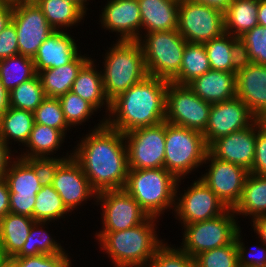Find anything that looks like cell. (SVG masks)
Returning <instances> with one entry per match:
<instances>
[{
    "label": "cell",
    "mask_w": 266,
    "mask_h": 267,
    "mask_svg": "<svg viewBox=\"0 0 266 267\" xmlns=\"http://www.w3.org/2000/svg\"><path fill=\"white\" fill-rule=\"evenodd\" d=\"M81 138L72 152L97 192L123 189L129 171L124 134L105 124V117Z\"/></svg>",
    "instance_id": "1"
},
{
    "label": "cell",
    "mask_w": 266,
    "mask_h": 267,
    "mask_svg": "<svg viewBox=\"0 0 266 267\" xmlns=\"http://www.w3.org/2000/svg\"><path fill=\"white\" fill-rule=\"evenodd\" d=\"M169 81L147 76L110 101L105 124L125 134L165 121L166 90Z\"/></svg>",
    "instance_id": "2"
},
{
    "label": "cell",
    "mask_w": 266,
    "mask_h": 267,
    "mask_svg": "<svg viewBox=\"0 0 266 267\" xmlns=\"http://www.w3.org/2000/svg\"><path fill=\"white\" fill-rule=\"evenodd\" d=\"M157 217L149 216L136 227L96 232L101 250L108 254L114 267H148L156 250L164 243L156 234Z\"/></svg>",
    "instance_id": "3"
},
{
    "label": "cell",
    "mask_w": 266,
    "mask_h": 267,
    "mask_svg": "<svg viewBox=\"0 0 266 267\" xmlns=\"http://www.w3.org/2000/svg\"><path fill=\"white\" fill-rule=\"evenodd\" d=\"M104 56L103 86L109 101L148 76L138 41H117Z\"/></svg>",
    "instance_id": "4"
},
{
    "label": "cell",
    "mask_w": 266,
    "mask_h": 267,
    "mask_svg": "<svg viewBox=\"0 0 266 267\" xmlns=\"http://www.w3.org/2000/svg\"><path fill=\"white\" fill-rule=\"evenodd\" d=\"M178 179L165 168L129 170L124 189L149 215L159 218L174 209Z\"/></svg>",
    "instance_id": "5"
},
{
    "label": "cell",
    "mask_w": 266,
    "mask_h": 267,
    "mask_svg": "<svg viewBox=\"0 0 266 267\" xmlns=\"http://www.w3.org/2000/svg\"><path fill=\"white\" fill-rule=\"evenodd\" d=\"M207 152L203 133L166 122L164 168L178 180L202 166Z\"/></svg>",
    "instance_id": "6"
},
{
    "label": "cell",
    "mask_w": 266,
    "mask_h": 267,
    "mask_svg": "<svg viewBox=\"0 0 266 267\" xmlns=\"http://www.w3.org/2000/svg\"><path fill=\"white\" fill-rule=\"evenodd\" d=\"M138 42L143 50L148 76L171 82L179 74L187 41L177 29L144 33Z\"/></svg>",
    "instance_id": "7"
},
{
    "label": "cell",
    "mask_w": 266,
    "mask_h": 267,
    "mask_svg": "<svg viewBox=\"0 0 266 267\" xmlns=\"http://www.w3.org/2000/svg\"><path fill=\"white\" fill-rule=\"evenodd\" d=\"M235 216L233 209H228L216 218L185 224L180 248L194 258L204 251L231 244L241 228Z\"/></svg>",
    "instance_id": "8"
},
{
    "label": "cell",
    "mask_w": 266,
    "mask_h": 267,
    "mask_svg": "<svg viewBox=\"0 0 266 267\" xmlns=\"http://www.w3.org/2000/svg\"><path fill=\"white\" fill-rule=\"evenodd\" d=\"M179 34L189 43L204 44L224 33V12L190 0L179 2Z\"/></svg>",
    "instance_id": "9"
},
{
    "label": "cell",
    "mask_w": 266,
    "mask_h": 267,
    "mask_svg": "<svg viewBox=\"0 0 266 267\" xmlns=\"http://www.w3.org/2000/svg\"><path fill=\"white\" fill-rule=\"evenodd\" d=\"M211 103L198 97L187 85L168 83L165 121L203 133L209 120Z\"/></svg>",
    "instance_id": "10"
},
{
    "label": "cell",
    "mask_w": 266,
    "mask_h": 267,
    "mask_svg": "<svg viewBox=\"0 0 266 267\" xmlns=\"http://www.w3.org/2000/svg\"><path fill=\"white\" fill-rule=\"evenodd\" d=\"M166 121L124 134L129 170L164 168Z\"/></svg>",
    "instance_id": "11"
},
{
    "label": "cell",
    "mask_w": 266,
    "mask_h": 267,
    "mask_svg": "<svg viewBox=\"0 0 266 267\" xmlns=\"http://www.w3.org/2000/svg\"><path fill=\"white\" fill-rule=\"evenodd\" d=\"M11 22L16 28L19 54L32 59L43 41L54 31L34 0L13 2Z\"/></svg>",
    "instance_id": "12"
},
{
    "label": "cell",
    "mask_w": 266,
    "mask_h": 267,
    "mask_svg": "<svg viewBox=\"0 0 266 267\" xmlns=\"http://www.w3.org/2000/svg\"><path fill=\"white\" fill-rule=\"evenodd\" d=\"M178 183H181V179L177 182L173 211L176 214V219L182 221V226L216 218L228 210L225 204L200 178L195 180L182 194L178 190Z\"/></svg>",
    "instance_id": "13"
},
{
    "label": "cell",
    "mask_w": 266,
    "mask_h": 267,
    "mask_svg": "<svg viewBox=\"0 0 266 267\" xmlns=\"http://www.w3.org/2000/svg\"><path fill=\"white\" fill-rule=\"evenodd\" d=\"M96 200V204L103 206L101 207L103 228L99 232L130 229L149 217L124 188L101 191L97 193Z\"/></svg>",
    "instance_id": "14"
},
{
    "label": "cell",
    "mask_w": 266,
    "mask_h": 267,
    "mask_svg": "<svg viewBox=\"0 0 266 267\" xmlns=\"http://www.w3.org/2000/svg\"><path fill=\"white\" fill-rule=\"evenodd\" d=\"M204 164L209 169L200 179L228 209H234L242 196L245 180L250 172L240 165L215 158L209 151Z\"/></svg>",
    "instance_id": "15"
},
{
    "label": "cell",
    "mask_w": 266,
    "mask_h": 267,
    "mask_svg": "<svg viewBox=\"0 0 266 267\" xmlns=\"http://www.w3.org/2000/svg\"><path fill=\"white\" fill-rule=\"evenodd\" d=\"M258 118L237 96L211 104L209 120L203 137L207 146L214 140L252 125Z\"/></svg>",
    "instance_id": "16"
},
{
    "label": "cell",
    "mask_w": 266,
    "mask_h": 267,
    "mask_svg": "<svg viewBox=\"0 0 266 267\" xmlns=\"http://www.w3.org/2000/svg\"><path fill=\"white\" fill-rule=\"evenodd\" d=\"M9 187V212L33 218L38 191L42 188L33 168L20 157H15L5 174Z\"/></svg>",
    "instance_id": "17"
},
{
    "label": "cell",
    "mask_w": 266,
    "mask_h": 267,
    "mask_svg": "<svg viewBox=\"0 0 266 267\" xmlns=\"http://www.w3.org/2000/svg\"><path fill=\"white\" fill-rule=\"evenodd\" d=\"M257 120L250 126L214 140L208 151L223 161L240 165L250 171L255 159Z\"/></svg>",
    "instance_id": "18"
},
{
    "label": "cell",
    "mask_w": 266,
    "mask_h": 267,
    "mask_svg": "<svg viewBox=\"0 0 266 267\" xmlns=\"http://www.w3.org/2000/svg\"><path fill=\"white\" fill-rule=\"evenodd\" d=\"M52 186L71 213L88 198H97V192L91 187L80 164L73 157L66 159L59 166Z\"/></svg>",
    "instance_id": "19"
},
{
    "label": "cell",
    "mask_w": 266,
    "mask_h": 267,
    "mask_svg": "<svg viewBox=\"0 0 266 267\" xmlns=\"http://www.w3.org/2000/svg\"><path fill=\"white\" fill-rule=\"evenodd\" d=\"M100 22L105 30L120 33L118 41L141 38V14L138 0H107L101 10ZM141 33V34H140Z\"/></svg>",
    "instance_id": "20"
},
{
    "label": "cell",
    "mask_w": 266,
    "mask_h": 267,
    "mask_svg": "<svg viewBox=\"0 0 266 267\" xmlns=\"http://www.w3.org/2000/svg\"><path fill=\"white\" fill-rule=\"evenodd\" d=\"M235 82L236 96L262 119L266 114V65L241 60Z\"/></svg>",
    "instance_id": "21"
},
{
    "label": "cell",
    "mask_w": 266,
    "mask_h": 267,
    "mask_svg": "<svg viewBox=\"0 0 266 267\" xmlns=\"http://www.w3.org/2000/svg\"><path fill=\"white\" fill-rule=\"evenodd\" d=\"M75 39L63 30H54L38 48L33 58L36 73L71 62L78 54Z\"/></svg>",
    "instance_id": "22"
},
{
    "label": "cell",
    "mask_w": 266,
    "mask_h": 267,
    "mask_svg": "<svg viewBox=\"0 0 266 267\" xmlns=\"http://www.w3.org/2000/svg\"><path fill=\"white\" fill-rule=\"evenodd\" d=\"M236 72L210 69L187 86L202 100L211 104L236 97Z\"/></svg>",
    "instance_id": "23"
},
{
    "label": "cell",
    "mask_w": 266,
    "mask_h": 267,
    "mask_svg": "<svg viewBox=\"0 0 266 267\" xmlns=\"http://www.w3.org/2000/svg\"><path fill=\"white\" fill-rule=\"evenodd\" d=\"M141 14V32L152 33L176 30L179 2L176 0H138Z\"/></svg>",
    "instance_id": "24"
},
{
    "label": "cell",
    "mask_w": 266,
    "mask_h": 267,
    "mask_svg": "<svg viewBox=\"0 0 266 267\" xmlns=\"http://www.w3.org/2000/svg\"><path fill=\"white\" fill-rule=\"evenodd\" d=\"M71 92L75 93L83 100H86L96 110H100L101 107L106 106L105 112H107V114L105 117L107 118L110 110V101L105 95L102 71H97L92 58L89 59L78 72Z\"/></svg>",
    "instance_id": "25"
},
{
    "label": "cell",
    "mask_w": 266,
    "mask_h": 267,
    "mask_svg": "<svg viewBox=\"0 0 266 267\" xmlns=\"http://www.w3.org/2000/svg\"><path fill=\"white\" fill-rule=\"evenodd\" d=\"M90 58L79 53L71 62L57 68L44 69L37 73L46 97L59 98L71 91L82 66Z\"/></svg>",
    "instance_id": "26"
},
{
    "label": "cell",
    "mask_w": 266,
    "mask_h": 267,
    "mask_svg": "<svg viewBox=\"0 0 266 267\" xmlns=\"http://www.w3.org/2000/svg\"><path fill=\"white\" fill-rule=\"evenodd\" d=\"M35 222L29 216L11 212L0 220V248L7 258L14 257L21 250Z\"/></svg>",
    "instance_id": "27"
},
{
    "label": "cell",
    "mask_w": 266,
    "mask_h": 267,
    "mask_svg": "<svg viewBox=\"0 0 266 267\" xmlns=\"http://www.w3.org/2000/svg\"><path fill=\"white\" fill-rule=\"evenodd\" d=\"M210 68L226 72H237L241 62L239 39L223 33L221 36L204 43Z\"/></svg>",
    "instance_id": "28"
},
{
    "label": "cell",
    "mask_w": 266,
    "mask_h": 267,
    "mask_svg": "<svg viewBox=\"0 0 266 267\" xmlns=\"http://www.w3.org/2000/svg\"><path fill=\"white\" fill-rule=\"evenodd\" d=\"M258 0H233L224 11V32L240 38L258 25Z\"/></svg>",
    "instance_id": "29"
},
{
    "label": "cell",
    "mask_w": 266,
    "mask_h": 267,
    "mask_svg": "<svg viewBox=\"0 0 266 267\" xmlns=\"http://www.w3.org/2000/svg\"><path fill=\"white\" fill-rule=\"evenodd\" d=\"M233 211L237 216L249 215L251 220L266 214V176L248 174L242 196Z\"/></svg>",
    "instance_id": "30"
},
{
    "label": "cell",
    "mask_w": 266,
    "mask_h": 267,
    "mask_svg": "<svg viewBox=\"0 0 266 267\" xmlns=\"http://www.w3.org/2000/svg\"><path fill=\"white\" fill-rule=\"evenodd\" d=\"M54 30L78 25L86 12L71 0H34Z\"/></svg>",
    "instance_id": "31"
},
{
    "label": "cell",
    "mask_w": 266,
    "mask_h": 267,
    "mask_svg": "<svg viewBox=\"0 0 266 267\" xmlns=\"http://www.w3.org/2000/svg\"><path fill=\"white\" fill-rule=\"evenodd\" d=\"M34 124L33 112L9 107L0 116V137L8 146L12 139L25 145Z\"/></svg>",
    "instance_id": "32"
},
{
    "label": "cell",
    "mask_w": 266,
    "mask_h": 267,
    "mask_svg": "<svg viewBox=\"0 0 266 267\" xmlns=\"http://www.w3.org/2000/svg\"><path fill=\"white\" fill-rule=\"evenodd\" d=\"M66 135L55 128L35 123L28 141L26 142V151L24 154L18 156L20 158H33V157H50L56 153V150L63 144ZM27 152V153H26Z\"/></svg>",
    "instance_id": "33"
},
{
    "label": "cell",
    "mask_w": 266,
    "mask_h": 267,
    "mask_svg": "<svg viewBox=\"0 0 266 267\" xmlns=\"http://www.w3.org/2000/svg\"><path fill=\"white\" fill-rule=\"evenodd\" d=\"M210 64L204 44L186 43L179 74L171 81L179 85H187L194 78L209 71Z\"/></svg>",
    "instance_id": "34"
},
{
    "label": "cell",
    "mask_w": 266,
    "mask_h": 267,
    "mask_svg": "<svg viewBox=\"0 0 266 267\" xmlns=\"http://www.w3.org/2000/svg\"><path fill=\"white\" fill-rule=\"evenodd\" d=\"M36 75L32 58L18 54L0 60V80L8 93Z\"/></svg>",
    "instance_id": "35"
},
{
    "label": "cell",
    "mask_w": 266,
    "mask_h": 267,
    "mask_svg": "<svg viewBox=\"0 0 266 267\" xmlns=\"http://www.w3.org/2000/svg\"><path fill=\"white\" fill-rule=\"evenodd\" d=\"M47 222L36 221L29 232L26 242L21 250L14 257L37 256L40 254H63L67 253L57 240L52 238L48 231L44 230L47 227ZM44 225V226H43ZM44 228V229H43Z\"/></svg>",
    "instance_id": "36"
},
{
    "label": "cell",
    "mask_w": 266,
    "mask_h": 267,
    "mask_svg": "<svg viewBox=\"0 0 266 267\" xmlns=\"http://www.w3.org/2000/svg\"><path fill=\"white\" fill-rule=\"evenodd\" d=\"M70 211L64 205L58 192L52 185L43 186L36 195L33 208V219L41 222H52L65 218Z\"/></svg>",
    "instance_id": "37"
},
{
    "label": "cell",
    "mask_w": 266,
    "mask_h": 267,
    "mask_svg": "<svg viewBox=\"0 0 266 267\" xmlns=\"http://www.w3.org/2000/svg\"><path fill=\"white\" fill-rule=\"evenodd\" d=\"M45 98L41 81L36 75L9 93V107L34 112Z\"/></svg>",
    "instance_id": "38"
},
{
    "label": "cell",
    "mask_w": 266,
    "mask_h": 267,
    "mask_svg": "<svg viewBox=\"0 0 266 267\" xmlns=\"http://www.w3.org/2000/svg\"><path fill=\"white\" fill-rule=\"evenodd\" d=\"M241 60L266 65V27L257 25L239 38Z\"/></svg>",
    "instance_id": "39"
},
{
    "label": "cell",
    "mask_w": 266,
    "mask_h": 267,
    "mask_svg": "<svg viewBox=\"0 0 266 267\" xmlns=\"http://www.w3.org/2000/svg\"><path fill=\"white\" fill-rule=\"evenodd\" d=\"M65 120L70 127L82 125L94 115L97 110L86 100L69 91L58 98Z\"/></svg>",
    "instance_id": "40"
},
{
    "label": "cell",
    "mask_w": 266,
    "mask_h": 267,
    "mask_svg": "<svg viewBox=\"0 0 266 267\" xmlns=\"http://www.w3.org/2000/svg\"><path fill=\"white\" fill-rule=\"evenodd\" d=\"M193 260L194 267H239L236 240L231 244L204 251Z\"/></svg>",
    "instance_id": "41"
},
{
    "label": "cell",
    "mask_w": 266,
    "mask_h": 267,
    "mask_svg": "<svg viewBox=\"0 0 266 267\" xmlns=\"http://www.w3.org/2000/svg\"><path fill=\"white\" fill-rule=\"evenodd\" d=\"M33 113L35 123L37 124L61 130L65 135L67 130L71 129L65 120L58 98L46 97Z\"/></svg>",
    "instance_id": "42"
},
{
    "label": "cell",
    "mask_w": 266,
    "mask_h": 267,
    "mask_svg": "<svg viewBox=\"0 0 266 267\" xmlns=\"http://www.w3.org/2000/svg\"><path fill=\"white\" fill-rule=\"evenodd\" d=\"M163 243L150 261L148 267H194V260L180 247Z\"/></svg>",
    "instance_id": "43"
},
{
    "label": "cell",
    "mask_w": 266,
    "mask_h": 267,
    "mask_svg": "<svg viewBox=\"0 0 266 267\" xmlns=\"http://www.w3.org/2000/svg\"><path fill=\"white\" fill-rule=\"evenodd\" d=\"M68 155V156H67ZM72 157L67 153L63 157H33L23 158L34 170L39 179L41 187L53 184V179L59 166L68 158Z\"/></svg>",
    "instance_id": "44"
},
{
    "label": "cell",
    "mask_w": 266,
    "mask_h": 267,
    "mask_svg": "<svg viewBox=\"0 0 266 267\" xmlns=\"http://www.w3.org/2000/svg\"><path fill=\"white\" fill-rule=\"evenodd\" d=\"M241 236V229L236 232V248L238 254L239 267H266V245L254 246L247 252V248L244 246V242ZM254 250V251H253Z\"/></svg>",
    "instance_id": "45"
},
{
    "label": "cell",
    "mask_w": 266,
    "mask_h": 267,
    "mask_svg": "<svg viewBox=\"0 0 266 267\" xmlns=\"http://www.w3.org/2000/svg\"><path fill=\"white\" fill-rule=\"evenodd\" d=\"M68 253L40 254L37 256L12 257L20 267H71L72 263Z\"/></svg>",
    "instance_id": "46"
},
{
    "label": "cell",
    "mask_w": 266,
    "mask_h": 267,
    "mask_svg": "<svg viewBox=\"0 0 266 267\" xmlns=\"http://www.w3.org/2000/svg\"><path fill=\"white\" fill-rule=\"evenodd\" d=\"M250 173L266 176V127L257 119L255 159Z\"/></svg>",
    "instance_id": "47"
},
{
    "label": "cell",
    "mask_w": 266,
    "mask_h": 267,
    "mask_svg": "<svg viewBox=\"0 0 266 267\" xmlns=\"http://www.w3.org/2000/svg\"><path fill=\"white\" fill-rule=\"evenodd\" d=\"M18 54L19 47L16 28L11 22L0 32V60Z\"/></svg>",
    "instance_id": "48"
},
{
    "label": "cell",
    "mask_w": 266,
    "mask_h": 267,
    "mask_svg": "<svg viewBox=\"0 0 266 267\" xmlns=\"http://www.w3.org/2000/svg\"><path fill=\"white\" fill-rule=\"evenodd\" d=\"M11 146H8L0 137V179L5 178V174L9 168L14 155H11Z\"/></svg>",
    "instance_id": "49"
},
{
    "label": "cell",
    "mask_w": 266,
    "mask_h": 267,
    "mask_svg": "<svg viewBox=\"0 0 266 267\" xmlns=\"http://www.w3.org/2000/svg\"><path fill=\"white\" fill-rule=\"evenodd\" d=\"M9 187L5 178L0 179V220L9 212Z\"/></svg>",
    "instance_id": "50"
},
{
    "label": "cell",
    "mask_w": 266,
    "mask_h": 267,
    "mask_svg": "<svg viewBox=\"0 0 266 267\" xmlns=\"http://www.w3.org/2000/svg\"><path fill=\"white\" fill-rule=\"evenodd\" d=\"M13 2L0 0V32L11 23Z\"/></svg>",
    "instance_id": "51"
},
{
    "label": "cell",
    "mask_w": 266,
    "mask_h": 267,
    "mask_svg": "<svg viewBox=\"0 0 266 267\" xmlns=\"http://www.w3.org/2000/svg\"><path fill=\"white\" fill-rule=\"evenodd\" d=\"M251 222L254 232L261 238V243L266 245V214L253 218Z\"/></svg>",
    "instance_id": "52"
},
{
    "label": "cell",
    "mask_w": 266,
    "mask_h": 267,
    "mask_svg": "<svg viewBox=\"0 0 266 267\" xmlns=\"http://www.w3.org/2000/svg\"><path fill=\"white\" fill-rule=\"evenodd\" d=\"M190 1L204 3L208 6L217 8L222 12H224L233 0H190Z\"/></svg>",
    "instance_id": "53"
},
{
    "label": "cell",
    "mask_w": 266,
    "mask_h": 267,
    "mask_svg": "<svg viewBox=\"0 0 266 267\" xmlns=\"http://www.w3.org/2000/svg\"><path fill=\"white\" fill-rule=\"evenodd\" d=\"M9 108V93L0 80V116Z\"/></svg>",
    "instance_id": "54"
},
{
    "label": "cell",
    "mask_w": 266,
    "mask_h": 267,
    "mask_svg": "<svg viewBox=\"0 0 266 267\" xmlns=\"http://www.w3.org/2000/svg\"><path fill=\"white\" fill-rule=\"evenodd\" d=\"M258 24L266 27V0H258Z\"/></svg>",
    "instance_id": "55"
},
{
    "label": "cell",
    "mask_w": 266,
    "mask_h": 267,
    "mask_svg": "<svg viewBox=\"0 0 266 267\" xmlns=\"http://www.w3.org/2000/svg\"><path fill=\"white\" fill-rule=\"evenodd\" d=\"M2 267H20L12 258H7Z\"/></svg>",
    "instance_id": "56"
},
{
    "label": "cell",
    "mask_w": 266,
    "mask_h": 267,
    "mask_svg": "<svg viewBox=\"0 0 266 267\" xmlns=\"http://www.w3.org/2000/svg\"><path fill=\"white\" fill-rule=\"evenodd\" d=\"M73 2H75L77 5H79L85 12L87 11L88 8H86L87 4L86 2L89 1V0H71Z\"/></svg>",
    "instance_id": "57"
},
{
    "label": "cell",
    "mask_w": 266,
    "mask_h": 267,
    "mask_svg": "<svg viewBox=\"0 0 266 267\" xmlns=\"http://www.w3.org/2000/svg\"><path fill=\"white\" fill-rule=\"evenodd\" d=\"M7 259V257L4 255L3 251L0 248V267L3 266L4 261Z\"/></svg>",
    "instance_id": "58"
},
{
    "label": "cell",
    "mask_w": 266,
    "mask_h": 267,
    "mask_svg": "<svg viewBox=\"0 0 266 267\" xmlns=\"http://www.w3.org/2000/svg\"><path fill=\"white\" fill-rule=\"evenodd\" d=\"M261 121H262V124L266 127V114H265V116L261 119Z\"/></svg>",
    "instance_id": "59"
},
{
    "label": "cell",
    "mask_w": 266,
    "mask_h": 267,
    "mask_svg": "<svg viewBox=\"0 0 266 267\" xmlns=\"http://www.w3.org/2000/svg\"><path fill=\"white\" fill-rule=\"evenodd\" d=\"M4 1H12V2H15V1H18V0H4Z\"/></svg>",
    "instance_id": "60"
}]
</instances>
